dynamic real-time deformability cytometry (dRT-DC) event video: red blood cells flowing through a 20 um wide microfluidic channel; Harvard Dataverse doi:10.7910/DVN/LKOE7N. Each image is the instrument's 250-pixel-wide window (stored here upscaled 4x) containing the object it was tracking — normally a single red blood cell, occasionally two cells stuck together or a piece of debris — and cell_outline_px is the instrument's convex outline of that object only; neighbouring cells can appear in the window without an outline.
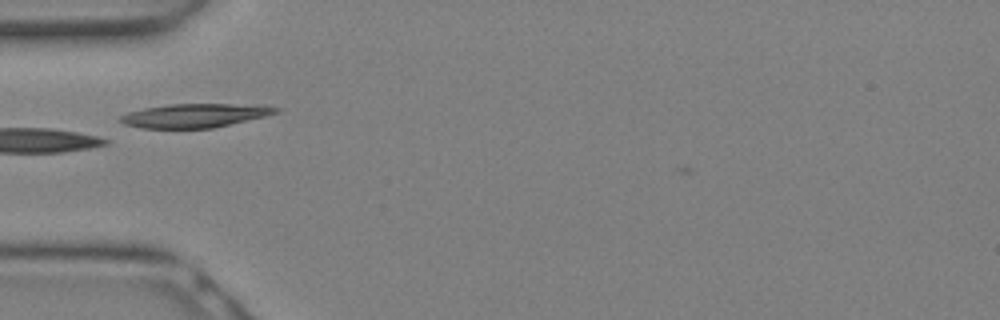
{"species": "Egyptian fruit bat (a non-hibernating species)", "species_latin": "Rousettus aegyptiacus", "temperature_condition": "warm", "stored_images_in_passage": 21, "camera_frame_rate_fps": 3000, "um_per_image_px": 0.085, "animal": {"sex": "female"}, "frame": {"image": 1, "passage_image": 1, "time_ms": 0.0, "image_size_px": [1000, 320], "cell_outline_px": [[280, 112], [264, 116], [212, 128], [140, 128], [124, 124], [120, 120], [120, 116], [128, 112], [144, 108], [168, 104], [228, 104], [280, 108]], "centroid_in_image_um": [16.46, 9.83], "position_along_channel_um": 68.5, "area_um2": 21.1}}
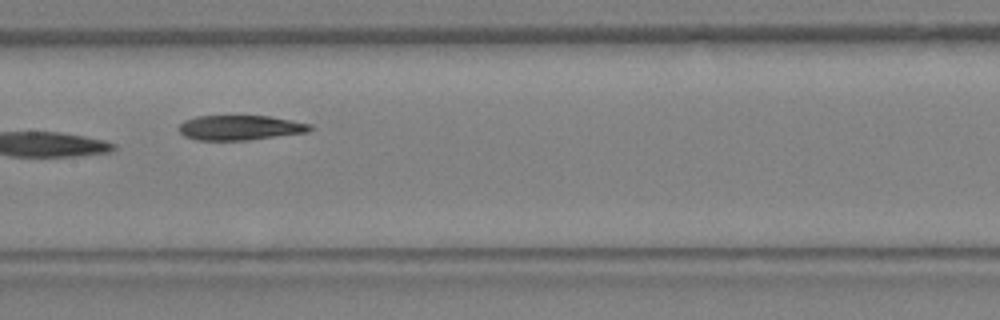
{"frame": {"image": 2, "passage_image": 6, "time_ms": 1.667, "image_size_px": [1000, 320], "cell_outline_px": [[316, 128], [308, 132], [248, 140], [196, 140], [184, 136], [180, 132], [180, 124], [184, 120], [196, 116], [268, 116], [312, 124]], "centroid_in_image_um": [20.43, 10.85], "position_along_channel_um": 187.0, "area_um2": 19.02}}